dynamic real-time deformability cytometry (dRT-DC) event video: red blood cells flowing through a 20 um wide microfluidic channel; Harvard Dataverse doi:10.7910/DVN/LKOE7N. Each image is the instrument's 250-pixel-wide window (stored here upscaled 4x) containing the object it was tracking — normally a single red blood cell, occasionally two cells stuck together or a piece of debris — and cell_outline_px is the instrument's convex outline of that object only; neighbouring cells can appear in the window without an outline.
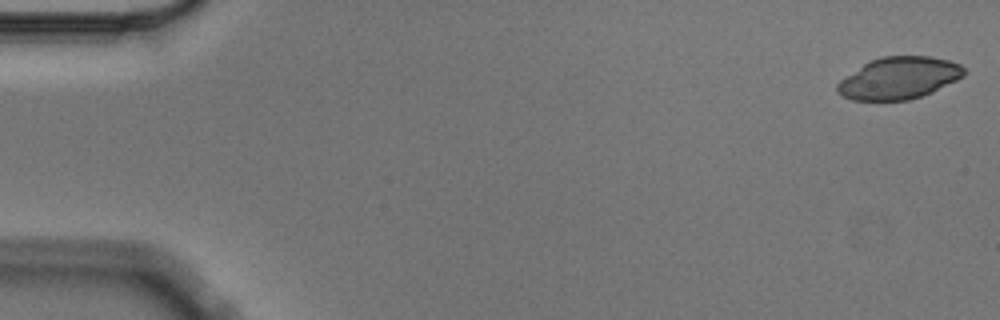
{"species": "Egyptian fruit bat (a non-hibernating species)", "species_latin": "Rousettus aegyptiacus", "temperature_condition": "cold", "stored_images_in_passage": 6, "camera_frame_rate_fps": 3000, "um_per_image_px": 0.085, "animal": {"sex": "male"}, "frame": {"image": 1, "passage_image": 1, "time_ms": 0.0, "image_size_px": [1000, 320], "cell_outline_px": [[964, 76], [932, 92], [908, 100], [852, 100], [836, 92], [836, 84], [840, 80], [864, 64], [880, 56], [932, 56], [948, 60], [960, 64], [964, 68]], "centroid_in_image_um": [76.41, 6.63], "position_along_channel_um": 8.6, "area_um2": 30.81}}